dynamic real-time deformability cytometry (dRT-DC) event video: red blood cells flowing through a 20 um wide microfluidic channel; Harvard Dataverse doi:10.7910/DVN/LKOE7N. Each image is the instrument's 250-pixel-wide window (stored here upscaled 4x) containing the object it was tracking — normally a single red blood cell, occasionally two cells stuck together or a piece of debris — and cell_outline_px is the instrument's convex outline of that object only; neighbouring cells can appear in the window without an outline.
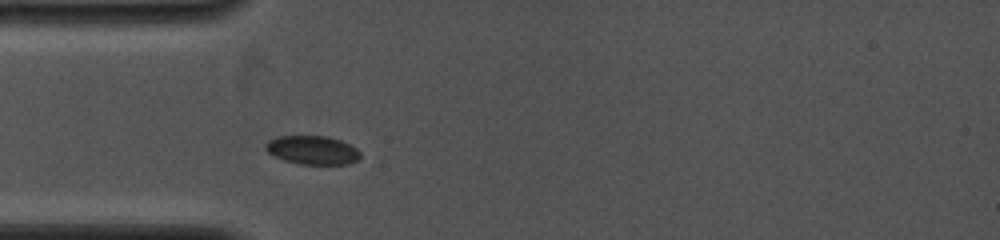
{"species": "common noctule bat (a hibernating species)", "species_latin": "Nyctalus noctula", "temperature_condition": "cold", "stored_images_in_passage": 27, "camera_frame_rate_fps": 4000, "um_per_image_px": 0.085, "animal": {"sex": "female", "body_mass_g": 19.0, "forearm_length_mm": 53.3}, "frame": {"image": 1, "passage_image": 4, "time_ms": 1.25, "image_size_px": [1000, 240], "cell_outline_px": [[360, 156], [356, 160], [348, 164], [300, 164], [284, 160], [268, 152], [264, 148], [264, 144], [268, 140], [276, 136], [328, 136], [340, 140], [356, 148], [360, 152]], "centroid_in_image_um": [26.53, 12.75], "position_along_channel_um": 58.5, "area_um2": 15.78}}
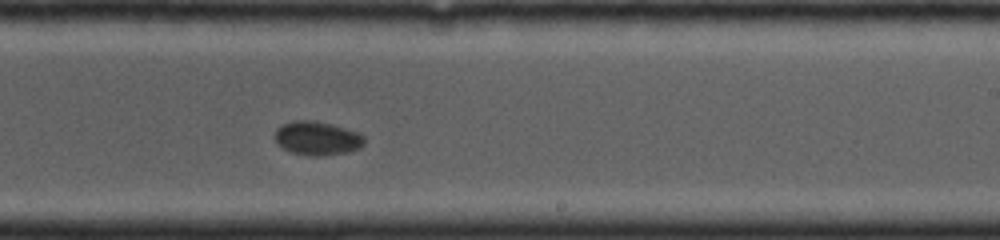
{"frame": {"image": 2, "passage_image": 14, "time_ms": 6.25, "image_size_px": [1000, 240], "cell_outline_px": [[364, 144], [360, 148], [344, 152], [320, 156], [308, 156], [292, 152], [284, 148], [276, 140], [276, 128], [292, 120], [316, 120], [344, 128], [356, 132], [364, 136]], "centroid_in_image_um": [26.96, 11.74], "position_along_channel_um": 262.0, "area_um2": 17.34}}
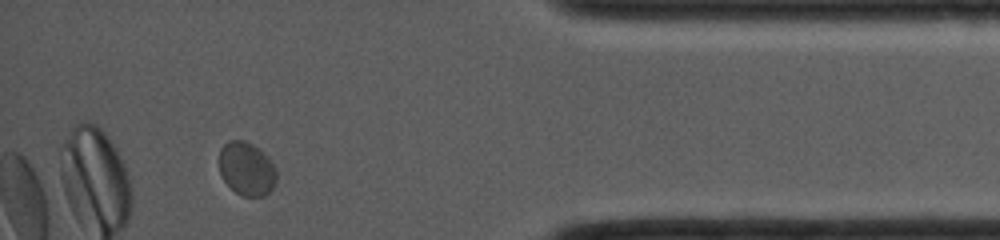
{"frame": {"image": 3, "passage_image": 24, "time_ms": 10.5, "image_size_px": [1000, 240], "cell_outline_px": [[276, 180], [272, 188], [264, 196], [240, 196], [224, 180], [220, 172], [220, 148], [228, 140], [244, 140], [252, 144], [268, 156], [276, 168]], "centroid_in_image_um": [20.97, 14.33], "position_along_channel_um": 414.2, "area_um2": 17.8}}